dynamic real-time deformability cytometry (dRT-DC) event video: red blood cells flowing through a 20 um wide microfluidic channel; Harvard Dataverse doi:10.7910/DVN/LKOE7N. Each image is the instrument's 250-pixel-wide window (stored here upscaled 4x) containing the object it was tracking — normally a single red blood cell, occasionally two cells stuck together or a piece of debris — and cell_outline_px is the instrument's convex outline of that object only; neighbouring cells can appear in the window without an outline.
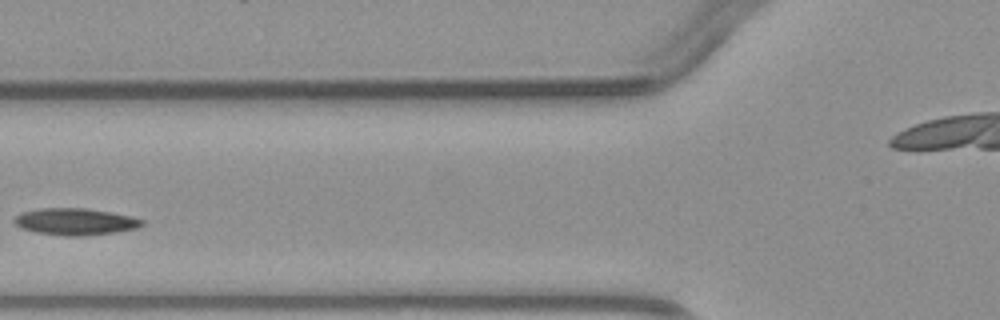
{"species": "common noctule bat (a hibernating species)", "species_latin": "Nyctalus noctula", "temperature_condition": "warm", "stored_images_in_passage": 4, "camera_frame_rate_fps": 3000, "um_per_image_px": 0.085, "animal": {"sex": "male", "body_mass_g": 23.1, "forearm_length_mm": 52.7}, "frame": {"image": 1, "passage_image": 4, "time_ms": 3.333, "image_size_px": [1000, 320], "cell_outline_px": [[144, 224], [136, 228], [116, 232], [76, 236], [64, 236], [36, 232], [20, 228], [12, 220], [20, 212], [40, 208], [84, 208], [132, 216], [144, 220]], "centroid_in_image_um": [6.36, 18.83], "position_along_channel_um": 119.4, "area_um2": 19.88}}